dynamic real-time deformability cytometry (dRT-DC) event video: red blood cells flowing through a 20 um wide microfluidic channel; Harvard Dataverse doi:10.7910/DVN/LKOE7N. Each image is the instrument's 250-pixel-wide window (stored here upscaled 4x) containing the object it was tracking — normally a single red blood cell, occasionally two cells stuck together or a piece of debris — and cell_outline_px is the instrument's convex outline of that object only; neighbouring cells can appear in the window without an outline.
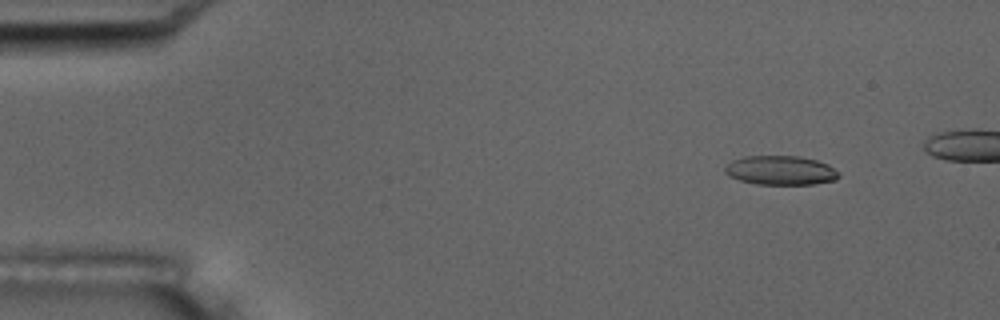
{"species": "common noctule bat (a hibernating species)", "species_latin": "Nyctalus noctula", "temperature_condition": "room temperature", "stored_images_in_passage": 5, "camera_frame_rate_fps": 3000, "um_per_image_px": 0.085, "animal": {"sex": "male", "body_mass_g": 17.5, "forearm_length_mm": 52.3}, "frame": {"image": 1, "passage_image": 2, "time_ms": 1.0, "image_size_px": [1000, 320], "cell_outline_px": [[840, 176], [836, 180], [812, 184], [756, 184], [740, 180], [728, 176], [724, 172], [724, 168], [732, 160], [744, 156], [800, 156], [816, 160], [828, 164], [840, 172]], "centroid_in_image_um": [66.36, 14.48], "position_along_channel_um": 18.6, "area_um2": 19.48}}